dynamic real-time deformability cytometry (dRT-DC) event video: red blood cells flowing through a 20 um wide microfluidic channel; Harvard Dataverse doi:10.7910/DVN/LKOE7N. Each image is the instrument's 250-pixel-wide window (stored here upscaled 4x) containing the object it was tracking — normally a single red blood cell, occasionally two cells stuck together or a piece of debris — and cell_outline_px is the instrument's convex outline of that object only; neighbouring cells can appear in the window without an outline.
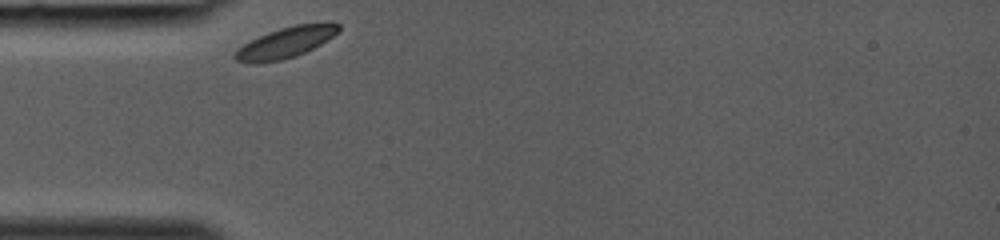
{"species": "common noctule bat (a hibernating species)", "species_latin": "Nyctalus noctula", "temperature_condition": "room temperature", "stored_images_in_passage": 24, "camera_frame_rate_fps": 3000, "um_per_image_px": 0.085, "animal": {"sex": "female", "body_mass_g": 19.0, "forearm_length_mm": 53.3}, "frame": {"image": 1, "passage_image": 1, "time_ms": 0.0, "image_size_px": [1000, 240], "cell_outline_px": [[340, 28], [332, 36], [320, 44], [304, 52], [280, 60], [256, 64], [252, 64], [236, 60], [232, 56], [244, 44], [268, 32], [280, 28], [296, 24], [340, 24]], "centroid_in_image_um": [24.22, 3.63], "position_along_channel_um": 60.8, "area_um2": 17.86}}
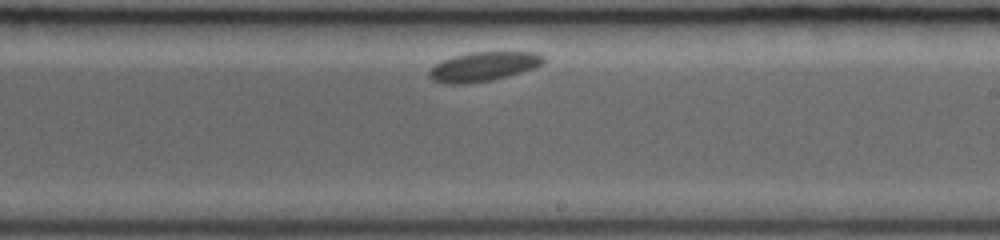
{"frame": {"image": 2, "passage_image": 14, "time_ms": 4.333, "image_size_px": [1000, 240], "cell_outline_px": [[544, 64], [536, 68], [508, 76], [492, 80], [468, 84], [444, 84], [432, 80], [428, 76], [428, 72], [436, 64], [444, 60], [456, 56], [472, 52], [536, 52], [544, 56]], "centroid_in_image_um": [41.12, 5.67], "position_along_channel_um": 247.9, "area_um2": 19.59}}
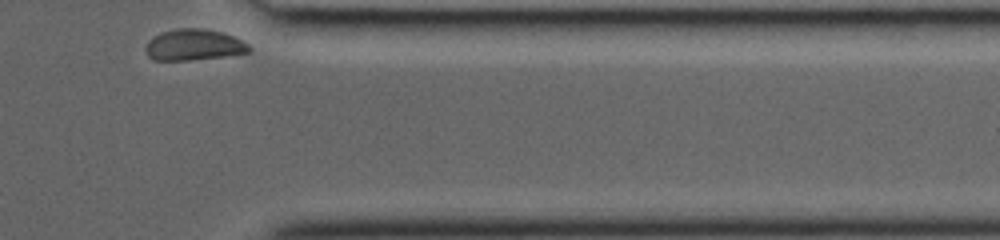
{"frame": {"image": 3, "passage_image": 24, "time_ms": 7.667, "image_size_px": [1000, 240], "cell_outline_px": [[252, 52], [188, 60], [152, 60], [148, 56], [144, 48], [148, 40], [152, 36], [160, 32], [176, 28], [204, 28], [220, 32], [232, 36], [248, 44], [252, 48]], "centroid_in_image_um": [16.42, 3.8], "position_along_channel_um": 395.0, "area_um2": 18.84}}